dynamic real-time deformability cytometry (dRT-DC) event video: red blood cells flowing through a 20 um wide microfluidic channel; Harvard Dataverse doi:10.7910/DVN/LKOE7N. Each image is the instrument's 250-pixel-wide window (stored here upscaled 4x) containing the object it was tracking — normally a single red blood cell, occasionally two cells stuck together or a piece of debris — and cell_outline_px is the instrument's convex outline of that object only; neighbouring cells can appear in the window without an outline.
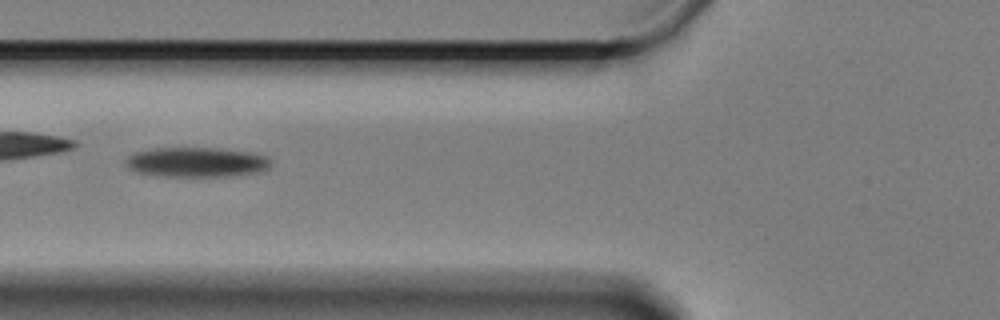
{"species": "Egyptian fruit bat (a non-hibernating species)", "species_latin": "Rousettus aegyptiacus", "temperature_condition": "cold", "stored_images_in_passage": 42, "camera_frame_rate_fps": 3000, "um_per_image_px": 0.085, "animal": {"sex": "female"}, "frame": {"image": 1, "passage_image": 12, "time_ms": 3.667, "image_size_px": [1000, 320], "cell_outline_px": [[272, 164], [264, 172], [236, 176], [156, 176], [136, 172], [128, 168], [124, 164], [124, 160], [128, 156], [136, 152], [156, 148], [216, 148], [248, 152], [264, 156]], "centroid_in_image_um": [16.68, 13.8], "position_along_channel_um": 109.1, "area_um2": 25.37}}
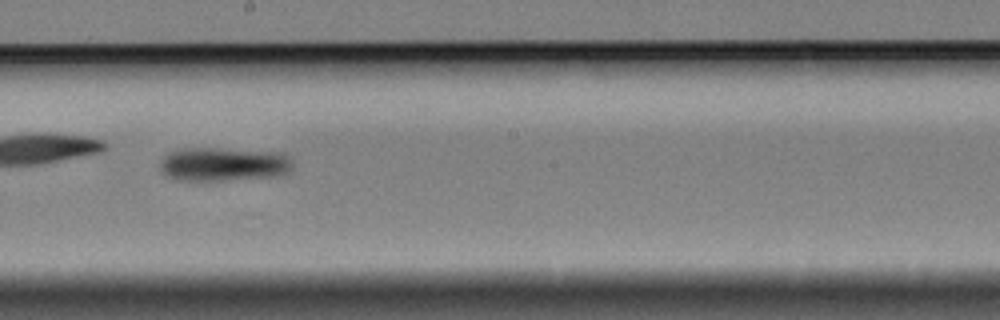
{"frame": {"image": 2, "passage_image": 23, "time_ms": 7.333, "image_size_px": [1000, 320], "cell_outline_px": [[292, 172], [276, 176], [224, 180], [176, 180], [168, 176], [160, 168], [160, 164], [164, 156], [168, 152], [184, 148], [212, 148], [284, 152], [292, 160]], "centroid_in_image_um": [19.05, 13.95], "position_along_channel_um": 229.2, "area_um2": 26.24}, "authors_computed_cell_mechanics": {"area_um2": 24.854, "velocity_mm_per_s": 3.2806, "shape_relaxation_time_tau1_ms": 5.6008, "shape_relaxation_time_tau2_ms": null, "deformation_change_tau1": 0.1084, "deformation_change_tau2": null}}